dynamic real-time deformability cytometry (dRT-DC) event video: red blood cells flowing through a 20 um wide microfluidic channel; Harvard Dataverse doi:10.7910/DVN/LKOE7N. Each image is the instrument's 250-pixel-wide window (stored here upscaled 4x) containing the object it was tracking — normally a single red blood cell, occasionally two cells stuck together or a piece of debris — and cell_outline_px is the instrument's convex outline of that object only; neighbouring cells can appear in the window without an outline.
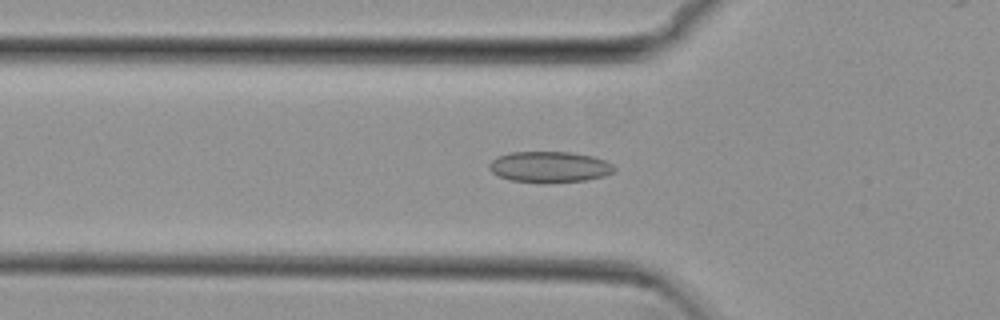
{"species": "common noctule bat (a hibernating species)", "species_latin": "Nyctalus noctula", "temperature_condition": "cold", "stored_images_in_passage": 53, "camera_frame_rate_fps": 3000, "um_per_image_px": 0.085, "animal": {"sex": "female", "body_mass_g": 29.2, "forearm_length_mm": 56.3}, "frame": {"image": 1, "passage_image": 17, "time_ms": 5.333, "image_size_px": [1000, 320], "cell_outline_px": [[616, 168], [612, 172], [604, 176], [584, 180], [548, 184], [508, 180], [492, 172], [488, 168], [488, 164], [496, 156], [512, 152], [572, 152], [592, 156], [604, 160], [612, 164]], "centroid_in_image_um": [46.68, 14.2], "position_along_channel_um": 79.1, "area_um2": 22.83}}
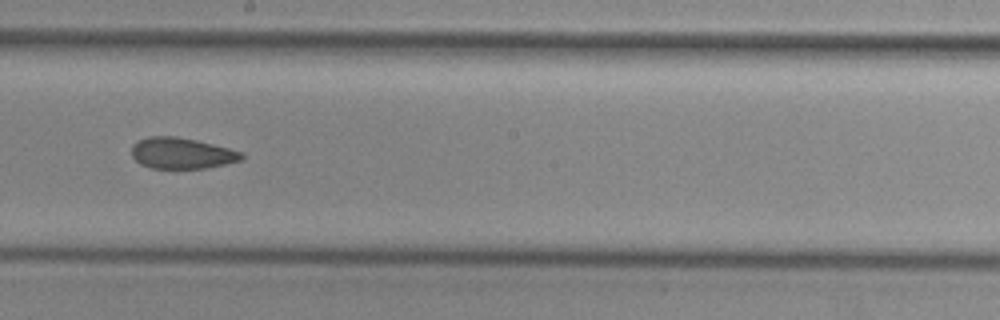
{"frame": {"image": 2, "passage_image": 29, "time_ms": 9.333, "image_size_px": [1000, 320], "cell_outline_px": [[244, 160], [204, 168], [152, 168], [140, 164], [132, 156], [132, 144], [148, 136], [176, 136], [196, 140], [244, 152]], "centroid_in_image_um": [15.46, 13.02], "position_along_channel_um": 232.7, "area_um2": 19.88}}
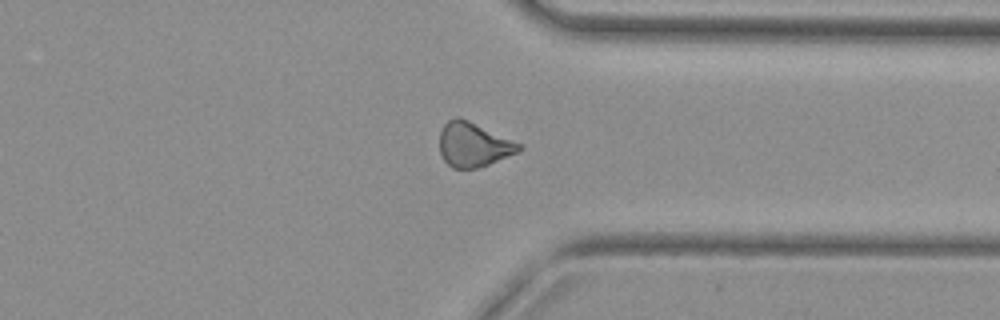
{"frame": {"image": 3, "passage_image": 40, "time_ms": 13.0, "image_size_px": [1000, 320], "cell_outline_px": [[524, 148], [520, 152], [488, 164], [476, 168], [452, 168], [444, 160], [440, 152], [440, 132], [444, 124], [448, 120], [456, 116], [460, 116], [524, 144]], "centroid_in_image_um": [40.29, 12.27], "position_along_channel_um": 371.1, "area_um2": 20.87}, "authors_computed_cell_mechanics": {"area_um2": 21.2126, "velocity_mm_per_s": 3.8261, "shape_relaxation_time_tau1_ms": null, "shape_relaxation_time_tau2_ms": 3.2461, "deformation_change_tau1": null, "deformation_change_tau2": 0.088}}